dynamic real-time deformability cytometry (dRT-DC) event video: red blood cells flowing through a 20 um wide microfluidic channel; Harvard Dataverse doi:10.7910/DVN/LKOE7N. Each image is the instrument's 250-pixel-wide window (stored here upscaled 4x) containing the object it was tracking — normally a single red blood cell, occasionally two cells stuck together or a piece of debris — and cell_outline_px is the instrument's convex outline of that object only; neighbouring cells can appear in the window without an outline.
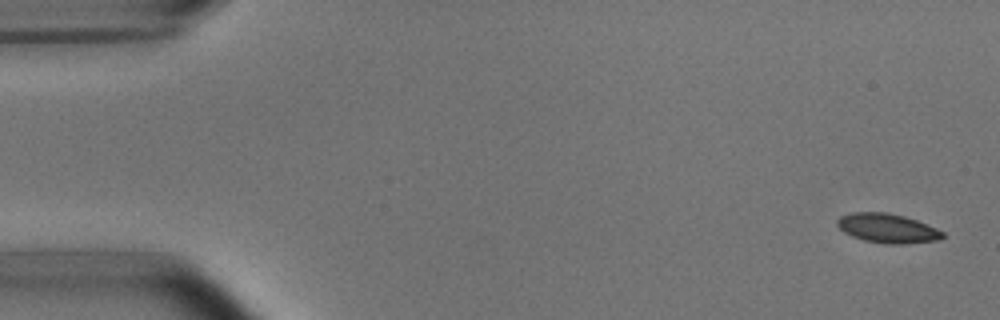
{"species": "common noctule bat (a hibernating species)", "species_latin": "Nyctalus noctula", "temperature_condition": "room temperature", "stored_images_in_passage": 5, "camera_frame_rate_fps": 3000, "um_per_image_px": 0.085, "animal": {"sex": "male", "body_mass_g": 15.6}, "frame": {"image": 1, "passage_image": 1, "time_ms": 0.0, "image_size_px": [1000, 320], "cell_outline_px": [[944, 236], [940, 240], [904, 244], [888, 244], [864, 240], [852, 236], [844, 232], [836, 224], [836, 220], [840, 216], [852, 212], [888, 212], [904, 216], [928, 224], [944, 232]], "centroid_in_image_um": [75.44, 19.4], "position_along_channel_um": 9.6, "area_um2": 18.09}}
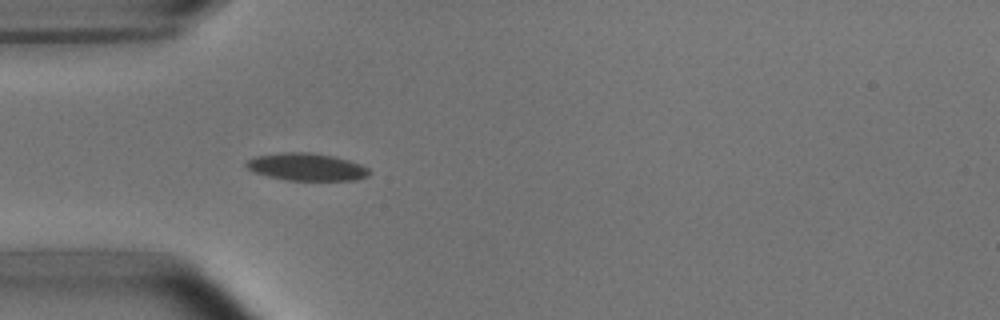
{"frame": {"image": 2, "passage_image": 5, "time_ms": 4.667, "image_size_px": [1000, 320], "cell_outline_px": [[368, 176], [356, 180], [288, 180], [268, 176], [256, 172], [248, 168], [244, 164], [248, 160], [256, 156], [280, 152], [308, 152], [332, 156], [348, 160], [360, 164], [368, 168]], "centroid_in_image_um": [26.05, 14.18], "position_along_channel_um": 58.9, "area_um2": 19.42}}